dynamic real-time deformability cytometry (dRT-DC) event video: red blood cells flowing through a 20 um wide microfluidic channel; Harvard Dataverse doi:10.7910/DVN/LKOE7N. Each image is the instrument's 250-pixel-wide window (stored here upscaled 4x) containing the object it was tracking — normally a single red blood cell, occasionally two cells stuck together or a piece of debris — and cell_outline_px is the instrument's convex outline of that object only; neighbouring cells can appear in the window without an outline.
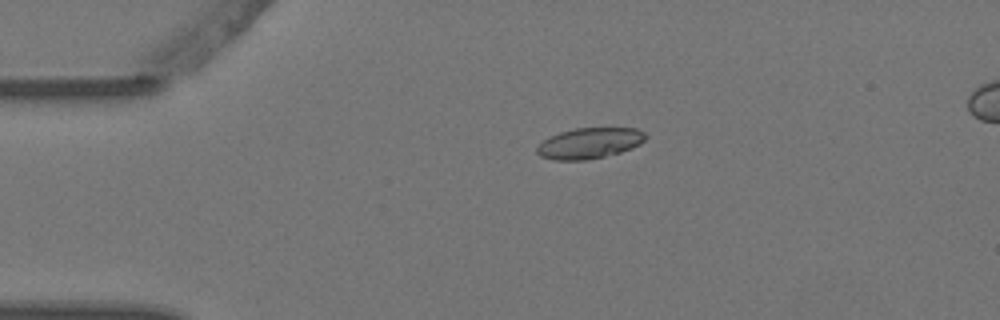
{"species": "Egyptian fruit bat (a non-hibernating species)", "species_latin": "Rousettus aegyptiacus", "temperature_condition": "warm", "stored_images_in_passage": 4, "camera_frame_rate_fps": 3000, "um_per_image_px": 0.085, "animal": {"sex": "female"}, "frame": {"image": 1, "passage_image": 1, "time_ms": 0.0, "image_size_px": [1000, 320], "cell_outline_px": [[648, 136], [640, 144], [632, 148], [620, 152], [588, 160], [556, 160], [540, 156], [536, 152], [536, 148], [548, 136], [560, 132], [576, 128], [636, 128], [644, 132]], "centroid_in_image_um": [50.11, 12.17], "position_along_channel_um": 34.9, "area_um2": 19.48}}
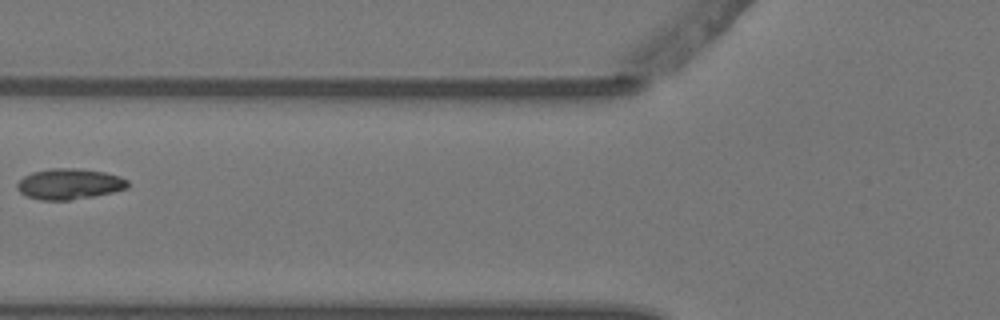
{"frame": {"image": 2, "passage_image": 3, "time_ms": 0.667, "image_size_px": [1000, 320], "cell_outline_px": [[128, 188], [112, 192], [92, 196], [68, 200], [40, 200], [28, 196], [20, 192], [16, 188], [16, 184], [24, 176], [32, 172], [52, 168], [76, 168], [104, 172], [120, 176], [128, 180]], "centroid_in_image_um": [5.89, 15.63], "position_along_channel_um": 119.9, "area_um2": 19.71}}
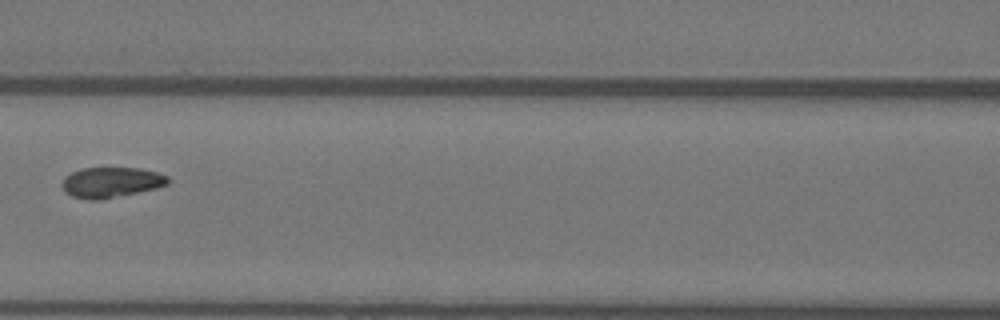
{"frame": {"image": 3, "passage_image": 4, "time_ms": 1.0, "image_size_px": [1000, 320], "cell_outline_px": [[168, 184], [156, 188], [100, 200], [88, 200], [72, 196], [64, 192], [60, 184], [64, 176], [80, 168], [140, 168], [156, 172], [168, 176]], "centroid_in_image_um": [9.39, 15.5], "position_along_channel_um": 157.2, "area_um2": 18.84}}